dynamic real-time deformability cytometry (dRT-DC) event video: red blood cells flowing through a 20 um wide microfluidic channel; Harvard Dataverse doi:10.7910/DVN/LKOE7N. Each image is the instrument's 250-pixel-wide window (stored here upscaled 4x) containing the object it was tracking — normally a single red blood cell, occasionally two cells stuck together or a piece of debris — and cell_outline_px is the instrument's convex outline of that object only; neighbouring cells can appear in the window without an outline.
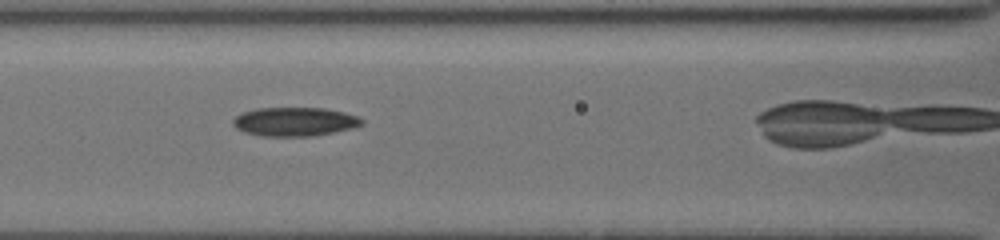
{"species": "common noctule bat (a hibernating species)", "species_latin": "Nyctalus noctula", "temperature_condition": "cold", "stored_images_in_passage": 24, "camera_frame_rate_fps": 3000, "um_per_image_px": 0.085, "animal": {"sex": "female", "body_mass_g": 19.5, "forearm_length_mm": 54.1}, "frame": {"image": 1, "passage_image": 4, "time_ms": 1.0, "image_size_px": [1000, 240], "cell_outline_px": [[364, 124], [352, 128], [312, 136], [264, 136], [244, 132], [236, 128], [232, 124], [232, 120], [240, 112], [256, 108], [324, 108], [344, 112], [356, 116], [364, 120]], "centroid_in_image_um": [25.01, 10.33], "position_along_channel_um": 141.6, "area_um2": 21.68}}
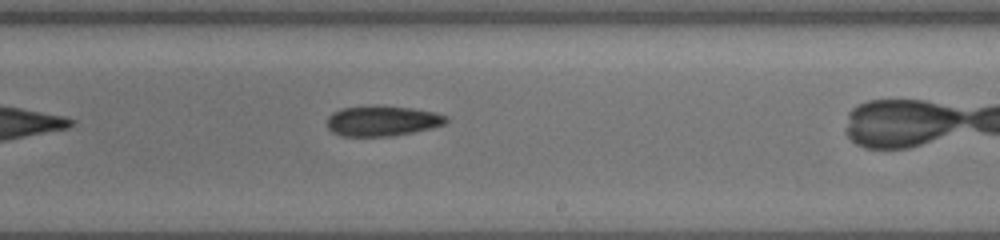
{"frame": {"image": 2, "passage_image": 10, "time_ms": 4.0, "image_size_px": [1000, 240], "cell_outline_px": [[448, 120], [444, 124], [412, 132], [388, 136], [340, 136], [332, 132], [328, 128], [328, 116], [332, 112], [340, 108], [412, 108], [436, 112], [448, 116]], "centroid_in_image_um": [32.49, 10.31], "position_along_channel_um": 256.5, "area_um2": 20.23}}